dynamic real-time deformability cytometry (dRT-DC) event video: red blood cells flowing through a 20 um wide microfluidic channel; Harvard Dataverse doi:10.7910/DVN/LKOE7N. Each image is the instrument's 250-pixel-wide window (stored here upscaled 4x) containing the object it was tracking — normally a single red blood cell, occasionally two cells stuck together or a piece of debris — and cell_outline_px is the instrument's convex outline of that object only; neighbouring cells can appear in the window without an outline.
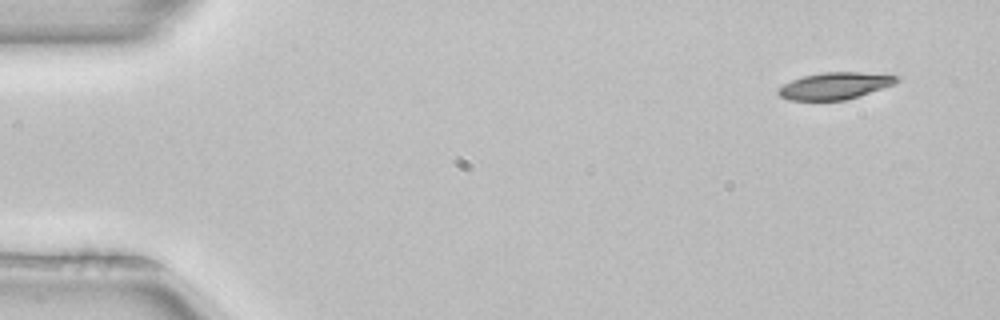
{"species": "common noctule bat (a hibernating species)", "species_latin": "Nyctalus noctula", "temperature_condition": "room temperature", "stored_images_in_passage": 4, "camera_frame_rate_fps": 3000, "um_per_image_px": 0.085, "animal": {"sex": "female", "body_mass_g": 22.7, "forearm_length_mm": 54.2}, "frame": {"image": 1, "passage_image": 1, "time_ms": 0.0, "image_size_px": [1000, 320], "cell_outline_px": [[904, 76], [896, 84], [860, 96], [844, 100], [788, 100], [780, 96], [776, 92], [784, 84], [792, 80], [804, 76], [824, 72], [860, 72]], "centroid_in_image_um": [71.04, 7.29], "position_along_channel_um": 14.0, "area_um2": 18.67}}
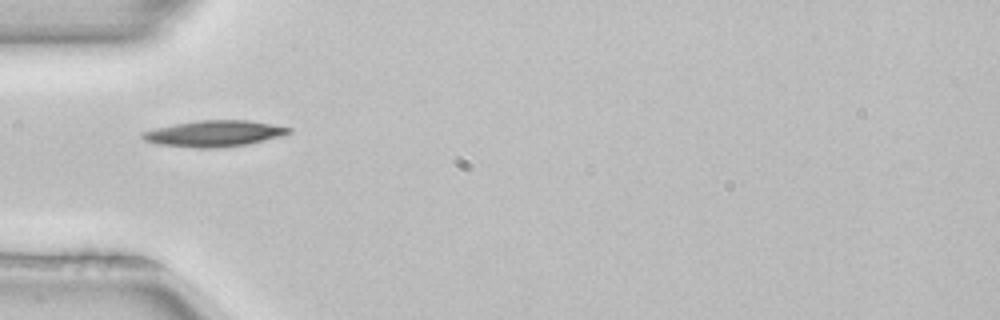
{"frame": {"image": 2, "passage_image": 4, "time_ms": 1.0, "image_size_px": [1000, 320], "cell_outline_px": [[292, 132], [280, 136], [248, 144], [216, 148], [196, 148], [156, 144], [144, 140], [140, 136], [140, 132], [156, 128], [176, 124], [200, 120], [248, 120], [292, 128]], "centroid_in_image_um": [18.17, 11.35], "position_along_channel_um": 66.8, "area_um2": 22.2}}